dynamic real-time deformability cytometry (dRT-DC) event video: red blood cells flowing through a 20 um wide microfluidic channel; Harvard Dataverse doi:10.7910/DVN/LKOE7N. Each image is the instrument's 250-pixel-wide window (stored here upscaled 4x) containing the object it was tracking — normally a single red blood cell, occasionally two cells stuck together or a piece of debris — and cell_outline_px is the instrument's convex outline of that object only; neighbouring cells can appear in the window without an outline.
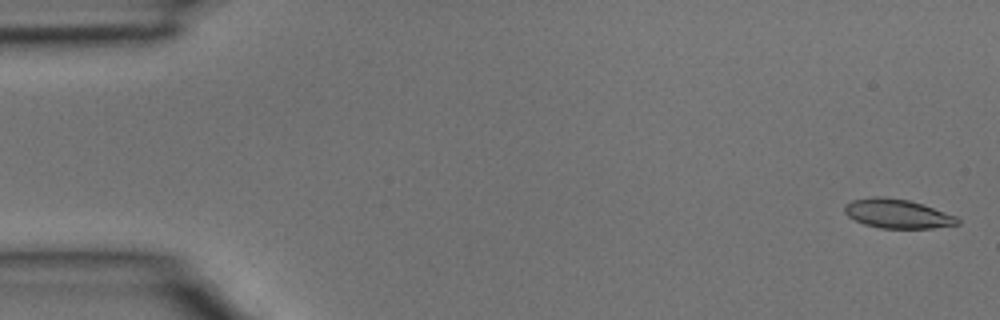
{"species": "common noctule bat (a hibernating species)", "species_latin": "Nyctalus noctula", "temperature_condition": "room temperature", "stored_images_in_passage": 5, "segment_of_instrument_passage": [2, 2], "camera_frame_rate_fps": 3000, "um_per_image_px": 0.085, "animal": {"sex": "male", "body_mass_g": 15.6}, "frame": {"image": 1, "passage_image": 5, "time_ms": 1.333, "image_size_px": [1000, 320], "cell_outline_px": [[960, 224], [932, 228], [880, 228], [864, 224], [848, 216], [844, 212], [844, 204], [852, 200], [872, 196], [880, 196], [908, 200], [956, 216], [960, 220]], "centroid_in_image_um": [76.24, 18.16], "position_along_channel_um": 8.8, "area_um2": 19.02}}